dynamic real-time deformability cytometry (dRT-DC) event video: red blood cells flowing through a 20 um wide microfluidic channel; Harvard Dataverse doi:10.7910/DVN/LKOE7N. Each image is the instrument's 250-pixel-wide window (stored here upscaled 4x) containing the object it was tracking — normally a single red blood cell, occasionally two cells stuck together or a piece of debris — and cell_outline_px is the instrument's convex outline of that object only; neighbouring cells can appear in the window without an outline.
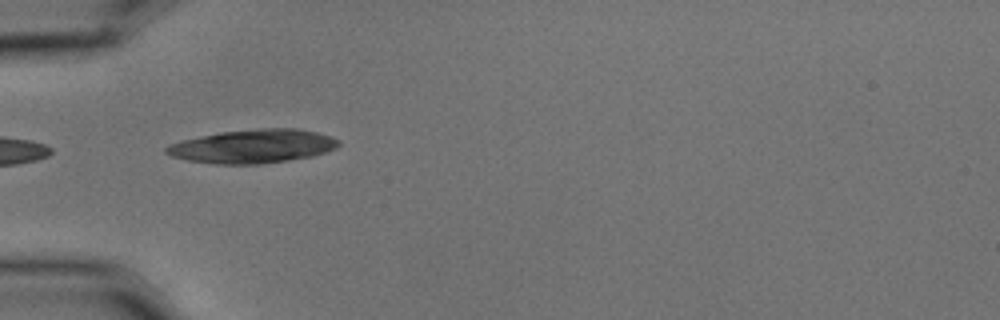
{"species": "common noctule bat (a hibernating species)", "species_latin": "Nyctalus noctula", "temperature_condition": "cold", "stored_images_in_passage": 6, "camera_frame_rate_fps": 3000, "um_per_image_px": 0.085, "animal": {"sex": "male", "body_mass_g": 15.6}, "frame": {"image": 1, "passage_image": 5, "time_ms": 1.333, "image_size_px": [1000, 320], "cell_outline_px": [[340, 144], [336, 148], [312, 156], [288, 160], [260, 164], [216, 164], [188, 160], [172, 156], [164, 152], [164, 148], [168, 144], [180, 140], [220, 132], [260, 128], [296, 128], [316, 132], [332, 136], [340, 140]], "centroid_in_image_um": [21.48, 12.42], "position_along_channel_um": 63.5, "area_um2": 33.87}}